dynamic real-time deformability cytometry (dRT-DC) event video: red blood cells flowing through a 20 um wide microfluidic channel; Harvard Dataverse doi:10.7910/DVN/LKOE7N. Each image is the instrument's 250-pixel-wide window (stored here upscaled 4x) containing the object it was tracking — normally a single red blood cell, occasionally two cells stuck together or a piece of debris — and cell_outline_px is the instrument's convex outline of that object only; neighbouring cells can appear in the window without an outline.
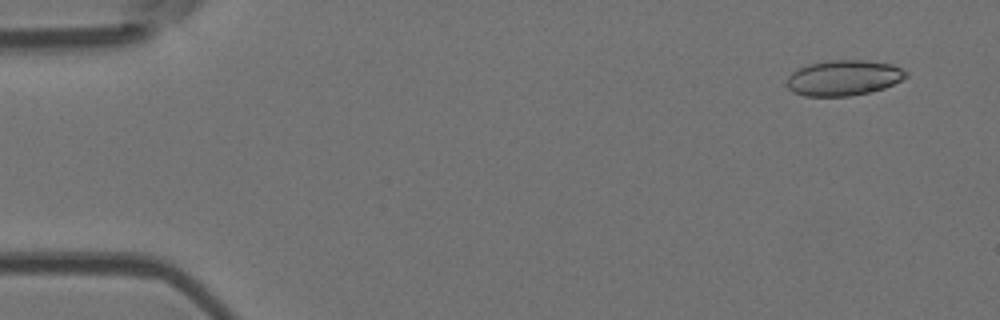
{"species": "Egyptian fruit bat (a non-hibernating species)", "species_latin": "Rousettus aegyptiacus", "temperature_condition": "room temperature", "stored_images_in_passage": 10, "camera_frame_rate_fps": 3000, "um_per_image_px": 0.085, "animal": {"sex": "female"}, "frame": {"image": 1, "passage_image": 2, "time_ms": 1.0, "image_size_px": [1000, 320], "cell_outline_px": [[908, 76], [884, 88], [868, 92], [848, 96], [804, 96], [792, 92], [784, 84], [788, 76], [792, 72], [808, 64], [828, 60], [868, 60], [892, 64], [908, 72]], "centroid_in_image_um": [71.67, 6.61], "position_along_channel_um": 13.3, "area_um2": 24.74}}
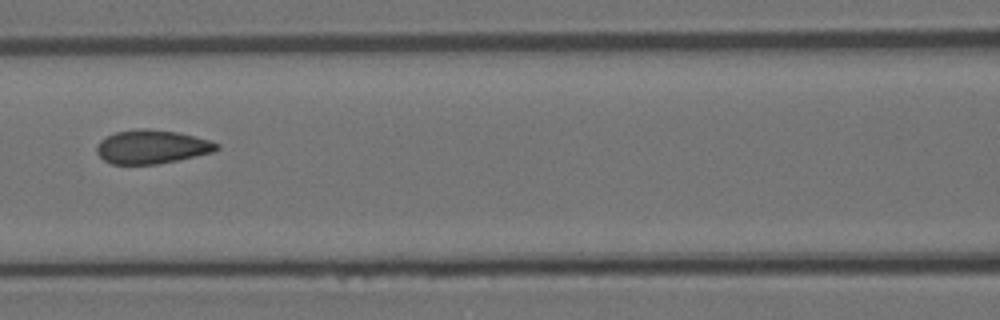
{"frame": {"image": 2, "passage_image": 7, "time_ms": 7.667, "image_size_px": [1000, 320], "cell_outline_px": [[220, 148], [212, 152], [176, 160], [156, 164], [112, 164], [104, 160], [96, 152], [96, 144], [100, 140], [116, 132], [136, 128], [148, 128], [176, 132], [208, 140], [220, 144]], "centroid_in_image_um": [12.86, 12.47], "position_along_channel_um": 153.7, "area_um2": 23.41}}
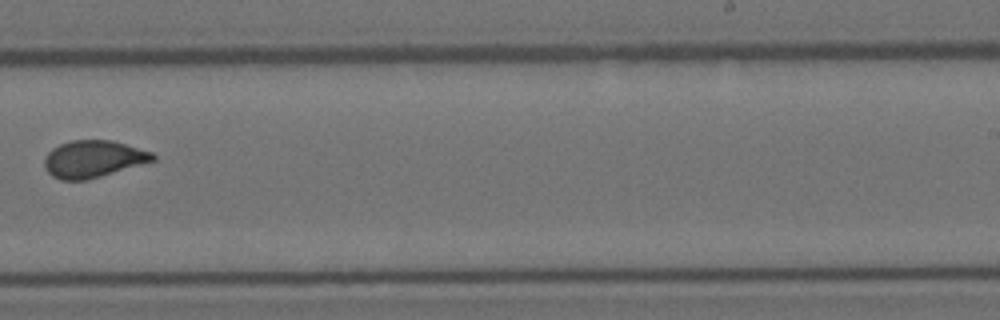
{"frame": {"image": 3, "passage_image": 10, "time_ms": 11.0, "image_size_px": [1000, 320], "cell_outline_px": [[156, 160], [88, 180], [60, 180], [52, 176], [44, 168], [44, 156], [52, 148], [60, 144], [72, 140], [112, 140], [152, 152], [156, 156]], "centroid_in_image_um": [7.9, 13.52], "position_along_channel_um": 281.1, "area_um2": 23.52}}